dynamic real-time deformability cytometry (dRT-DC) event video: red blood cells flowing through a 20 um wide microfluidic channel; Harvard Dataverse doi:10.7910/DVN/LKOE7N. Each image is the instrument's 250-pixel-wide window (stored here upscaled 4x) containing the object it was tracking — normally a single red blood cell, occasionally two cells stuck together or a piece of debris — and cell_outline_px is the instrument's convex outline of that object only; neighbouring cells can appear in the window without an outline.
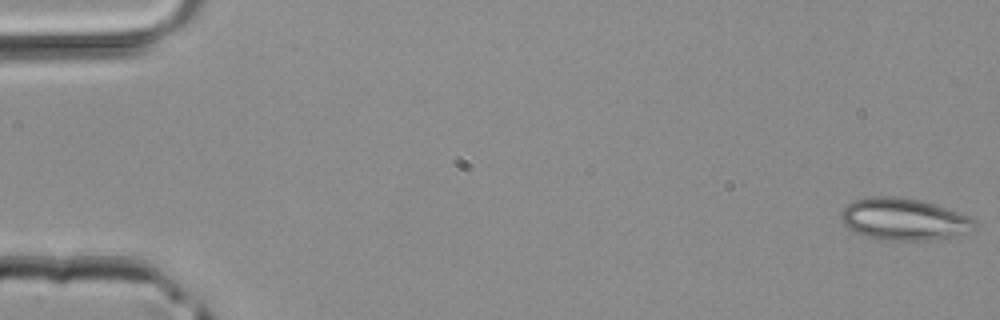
{"species": "common noctule bat (a hibernating species)", "species_latin": "Nyctalus noctula", "temperature_condition": "room temperature", "stored_images_in_passage": 27, "camera_frame_rate_fps": 3000, "um_per_image_px": 0.085, "animal": {"sex": "male", "body_mass_g": 20.4}, "frame": {"image": 1, "passage_image": 1, "time_ms": 0.0, "image_size_px": [1000, 320], "cell_outline_px": [[976, 228], [968, 232], [928, 240], [884, 240], [868, 236], [856, 232], [848, 228], [840, 220], [840, 212], [848, 204], [856, 200], [872, 196], [896, 196], [920, 200], [936, 204], [968, 216], [976, 220]], "centroid_in_image_um": [76.82, 18.62], "position_along_channel_um": 8.2, "area_um2": 32.43}}
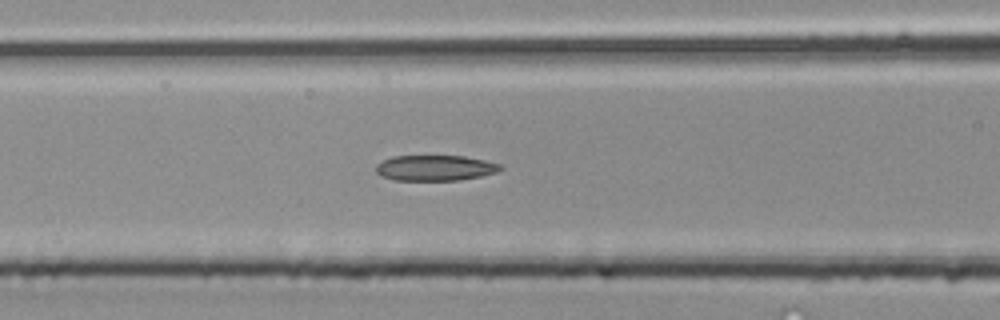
{"frame": {"image": 2, "passage_image": 19, "time_ms": 6.0, "image_size_px": [1000, 320], "cell_outline_px": [[504, 168], [496, 172], [480, 176], [460, 180], [396, 180], [380, 176], [376, 172], [376, 164], [392, 156], [464, 156], [484, 160], [500, 164]], "centroid_in_image_um": [36.97, 14.27], "position_along_channel_um": 129.6, "area_um2": 18.5}}
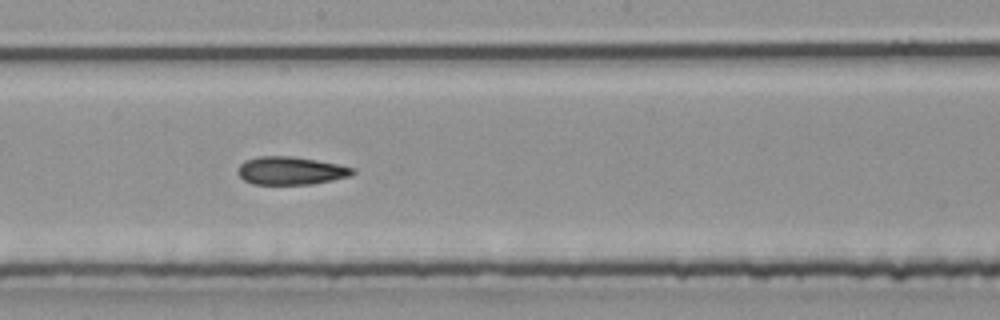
{"frame": {"image": 3, "passage_image": 25, "time_ms": 8.0, "image_size_px": [1000, 320], "cell_outline_px": [[356, 172], [352, 176], [312, 184], [252, 184], [244, 180], [236, 172], [236, 168], [244, 160], [260, 156], [292, 156], [340, 164], [356, 168]], "centroid_in_image_um": [24.73, 14.5], "position_along_channel_um": 223.5, "area_um2": 19.02}}